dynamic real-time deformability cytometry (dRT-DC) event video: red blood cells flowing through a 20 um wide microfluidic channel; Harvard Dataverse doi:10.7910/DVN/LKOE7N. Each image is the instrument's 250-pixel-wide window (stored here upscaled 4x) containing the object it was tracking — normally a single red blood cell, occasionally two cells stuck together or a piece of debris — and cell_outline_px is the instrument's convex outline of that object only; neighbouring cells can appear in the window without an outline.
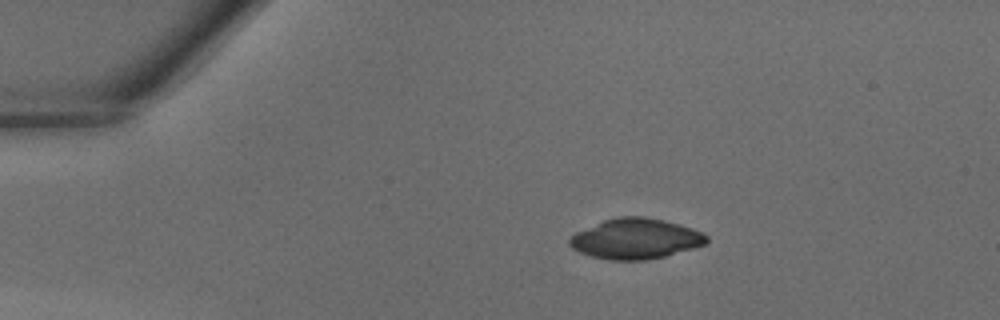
{"species": "common noctule bat (a hibernating species)", "species_latin": "Nyctalus noctula", "temperature_condition": "warm", "stored_images_in_passage": 34, "camera_frame_rate_fps": 3000, "um_per_image_px": 0.085, "animal": {"sex": "male", "body_mass_g": 18.8}, "frame": {"image": 1, "passage_image": 1, "time_ms": 0.0, "image_size_px": [1000, 320], "cell_outline_px": [[708, 240], [704, 244], [692, 248], [664, 256], [644, 260], [612, 260], [592, 256], [580, 252], [572, 248], [568, 244], [568, 240], [576, 232], [604, 220], [616, 216], [644, 216], [664, 220], [680, 224], [704, 232], [708, 236]], "centroid_in_image_um": [54.03, 20.28], "position_along_channel_um": 31.0, "area_um2": 32.14}}
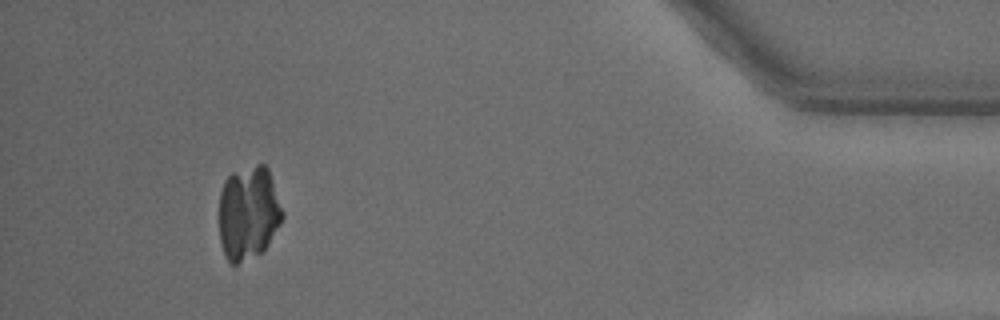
{"frame": {"image": 2, "passage_image": 31, "time_ms": 10.0, "image_size_px": [1000, 320], "cell_outline_px": [[284, 216], [280, 224], [264, 252], [236, 264], [228, 264], [220, 240], [220, 192], [224, 180], [232, 172], [256, 164], [264, 164], [268, 168], [284, 212]], "centroid_in_image_um": [21.13, 18.1], "position_along_channel_um": 414.1, "area_um2": 34.97}}